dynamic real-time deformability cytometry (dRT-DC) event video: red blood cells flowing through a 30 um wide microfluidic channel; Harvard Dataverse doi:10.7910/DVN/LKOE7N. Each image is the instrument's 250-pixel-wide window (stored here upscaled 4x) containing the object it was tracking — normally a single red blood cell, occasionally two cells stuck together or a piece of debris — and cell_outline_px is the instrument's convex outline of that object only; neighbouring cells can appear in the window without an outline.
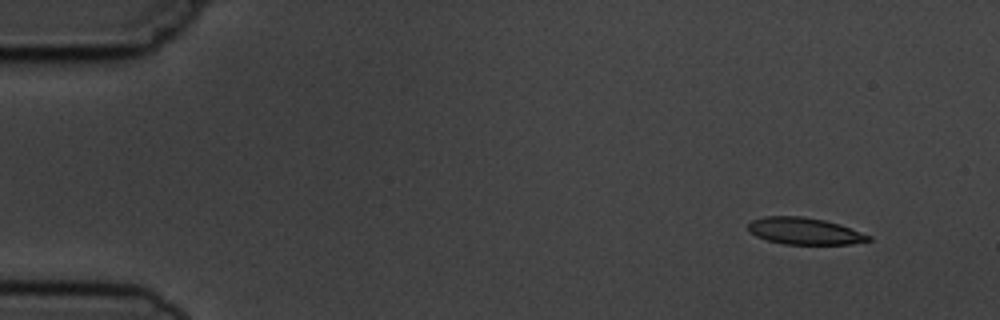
{"species": "common noctule bat (a hibernating species)", "species_latin": "Nyctalus noctula", "temperature_condition": "cold", "stored_images_in_passage": 5, "segment_of_instrument_passage": [1, 2], "camera_frame_rate_fps": 3000, "um_per_image_px": 0.085, "animal": {"sex": "male", "body_mass_g": 19.5, "forearm_length_mm": 54.6}, "frame": {"image": 1, "passage_image": 1, "time_ms": 0.0, "image_size_px": [1000, 320], "cell_outline_px": [[872, 240], [848, 244], [784, 244], [768, 240], [756, 236], [748, 228], [748, 224], [752, 220], [764, 216], [800, 216], [824, 220], [840, 224], [872, 236]], "centroid_in_image_um": [68.4, 19.64], "position_along_channel_um": 16.6, "area_um2": 18.67}}
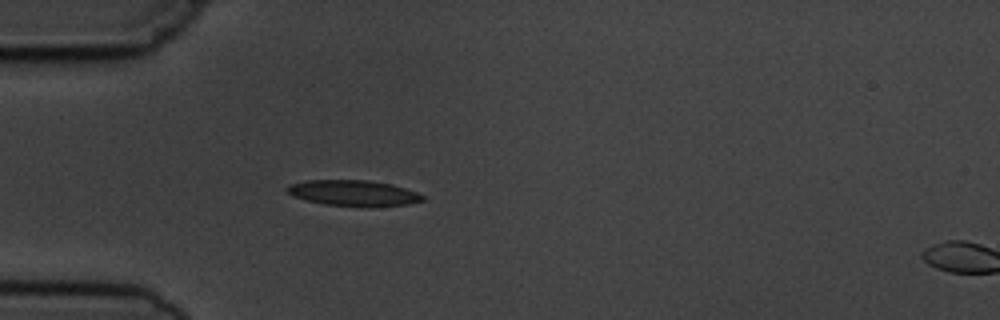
{"frame": {"image": 2, "passage_image": 4, "time_ms": 3.667, "image_size_px": [1000, 320], "cell_outline_px": [[424, 200], [408, 204], [368, 208], [324, 204], [292, 196], [284, 188], [288, 184], [308, 180], [368, 180], [392, 184], [416, 192], [424, 196]], "centroid_in_image_um": [30.04, 16.42], "position_along_channel_um": 55.0, "area_um2": 20.63}}